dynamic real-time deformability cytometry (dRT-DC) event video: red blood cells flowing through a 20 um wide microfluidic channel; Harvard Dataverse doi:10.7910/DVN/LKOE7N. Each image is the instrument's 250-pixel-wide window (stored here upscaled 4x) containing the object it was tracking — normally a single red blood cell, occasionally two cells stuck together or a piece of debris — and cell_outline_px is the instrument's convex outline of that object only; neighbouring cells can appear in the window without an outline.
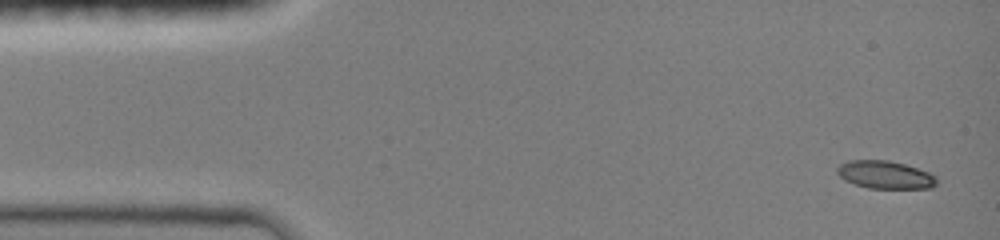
{"species": "common noctule bat (a hibernating species)", "species_latin": "Nyctalus noctula", "temperature_condition": "room temperature", "stored_images_in_passage": 5, "camera_frame_rate_fps": 3000, "um_per_image_px": 0.085, "animal": {"sex": "female", "body_mass_g": 19.0, "forearm_length_mm": 51.5}, "frame": {"image": 1, "passage_image": 1, "time_ms": 0.0, "image_size_px": [1000, 240], "cell_outline_px": [[936, 184], [928, 188], [868, 188], [856, 184], [840, 176], [836, 172], [836, 168], [840, 164], [848, 160], [888, 160], [904, 164], [928, 172], [936, 176]], "centroid_in_image_um": [75.22, 14.84], "position_along_channel_um": 9.8, "area_um2": 15.9}}
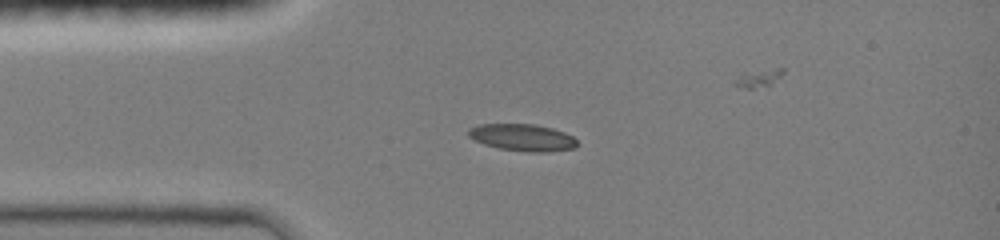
{"frame": {"image": 2, "passage_image": 4, "time_ms": 3.0, "image_size_px": [1000, 240], "cell_outline_px": [[576, 144], [572, 148], [544, 152], [528, 152], [500, 148], [484, 144], [468, 136], [468, 128], [480, 124], [532, 124], [552, 128], [564, 132], [572, 136], [576, 140]], "centroid_in_image_um": [44.38, 11.67], "position_along_channel_um": 40.6, "area_um2": 16.82}}